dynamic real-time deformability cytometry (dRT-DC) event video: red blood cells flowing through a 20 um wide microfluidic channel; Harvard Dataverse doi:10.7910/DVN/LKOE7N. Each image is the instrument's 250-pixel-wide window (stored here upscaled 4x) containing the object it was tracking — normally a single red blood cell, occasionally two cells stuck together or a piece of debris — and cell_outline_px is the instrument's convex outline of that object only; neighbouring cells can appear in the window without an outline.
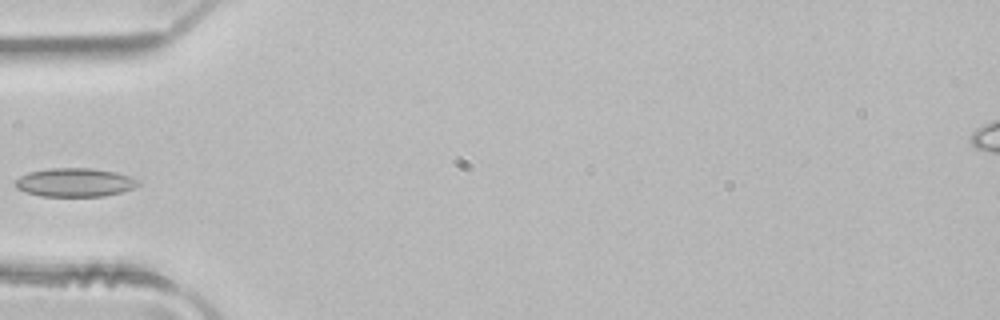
{"species": "common noctule bat (a hibernating species)", "species_latin": "Nyctalus noctula", "temperature_condition": "room temperature", "stored_images_in_passage": 3, "camera_frame_rate_fps": 3000, "um_per_image_px": 0.085, "animal": {"sex": "male", "body_mass_g": 21.5, "forearm_length_mm": 52.0}, "frame": {"image": 1, "passage_image": 3, "time_ms": 0.667, "image_size_px": [1000, 320], "cell_outline_px": [[140, 184], [136, 188], [104, 196], [40, 196], [24, 192], [16, 188], [12, 184], [12, 180], [28, 172], [48, 168], [92, 168], [116, 172], [140, 180]], "centroid_in_image_um": [6.31, 15.5], "position_along_channel_um": 78.7, "area_um2": 20.87}}